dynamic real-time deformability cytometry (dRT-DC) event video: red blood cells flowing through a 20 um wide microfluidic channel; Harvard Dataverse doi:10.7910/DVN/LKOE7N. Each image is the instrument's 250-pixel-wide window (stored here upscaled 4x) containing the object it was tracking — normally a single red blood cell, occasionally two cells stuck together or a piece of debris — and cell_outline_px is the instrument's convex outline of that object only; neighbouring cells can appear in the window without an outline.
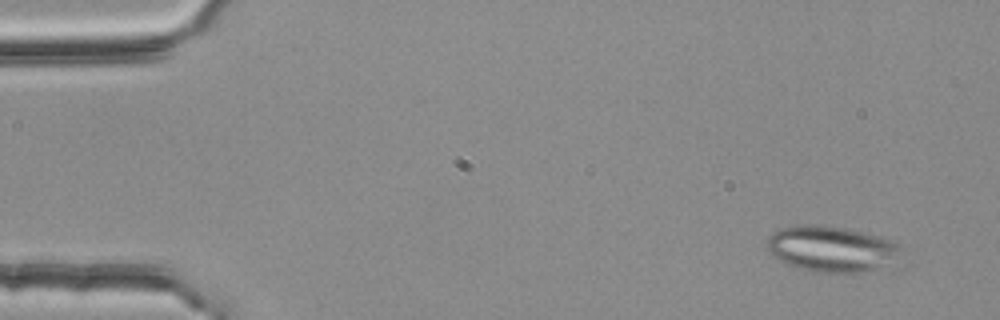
{"species": "common noctule bat (a hibernating species)", "species_latin": "Nyctalus noctula", "temperature_condition": "room temperature", "stored_images_in_passage": 54, "segment_of_instrument_passage": [1, 2], "camera_frame_rate_fps": 3000, "um_per_image_px": 0.085, "animal": {"sex": "female", "body_mass_g": 25.1}, "frame": {"image": 1, "passage_image": 4, "time_ms": 1.0, "image_size_px": [1000, 320], "cell_outline_px": [[904, 248], [896, 256], [864, 272], [812, 272], [788, 264], [772, 256], [768, 252], [768, 236], [772, 232], [780, 228], [804, 224], [816, 224], [848, 228], [876, 236], [900, 244]], "centroid_in_image_um": [70.57, 21.12], "position_along_channel_um": 14.4, "area_um2": 35.08}}